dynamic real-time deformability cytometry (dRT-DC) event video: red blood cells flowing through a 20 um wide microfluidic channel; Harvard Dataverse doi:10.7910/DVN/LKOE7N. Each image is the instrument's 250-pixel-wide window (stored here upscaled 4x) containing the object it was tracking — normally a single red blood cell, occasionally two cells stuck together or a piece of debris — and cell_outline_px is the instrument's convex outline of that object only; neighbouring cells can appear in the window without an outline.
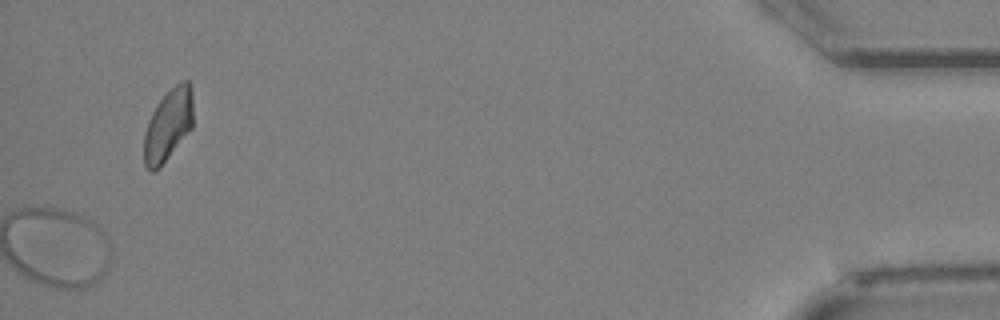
{"species": "Egyptian fruit bat (a non-hibernating species)", "species_latin": "Rousettus aegyptiacus", "temperature_condition": "cold", "stored_images_in_passage": 29, "camera_frame_rate_fps": 3000, "um_per_image_px": 0.085, "animal": {"sex": "female"}, "frame": {"image": 1, "passage_image": 29, "time_ms": 9.333, "image_size_px": [1000, 320], "cell_outline_px": [[192, 128], [168, 156], [152, 172], [144, 164], [144, 132], [148, 120], [152, 112], [160, 100], [180, 80], [188, 80], [192, 92]], "centroid_in_image_um": [14.29, 10.58], "position_along_channel_um": 420.9, "area_um2": 20.06}}